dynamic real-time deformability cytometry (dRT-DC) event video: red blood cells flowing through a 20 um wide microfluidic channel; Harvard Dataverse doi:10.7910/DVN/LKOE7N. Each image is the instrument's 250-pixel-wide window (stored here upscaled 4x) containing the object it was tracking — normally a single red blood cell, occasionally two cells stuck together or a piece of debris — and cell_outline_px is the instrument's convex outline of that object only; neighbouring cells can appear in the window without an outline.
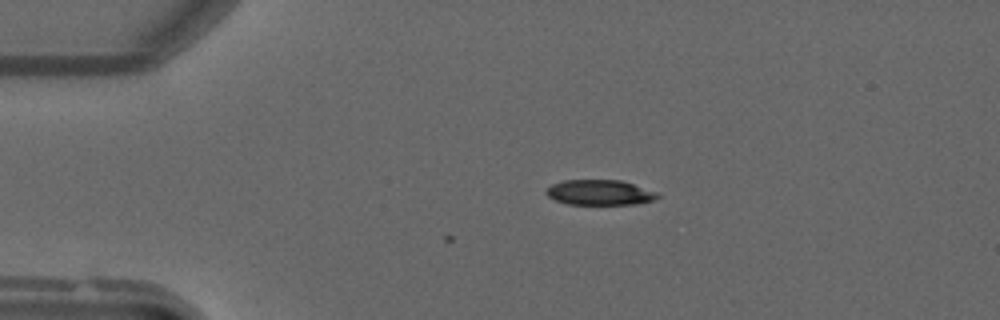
{"species": "common noctule bat (a hibernating species)", "species_latin": "Nyctalus noctula", "temperature_condition": "warm", "stored_images_in_passage": 2, "camera_frame_rate_fps": 3000, "um_per_image_px": 0.085, "animal": {"sex": "male", "forearm_length_mm": 52.5}, "frame": {"image": 1, "passage_image": 2, "time_ms": 0.333, "image_size_px": [1000, 320], "cell_outline_px": [[660, 196], [652, 200], [636, 204], [568, 204], [556, 200], [548, 196], [544, 192], [552, 184], [564, 180], [620, 180], [656, 192]], "centroid_in_image_um": [50.94, 16.36], "position_along_channel_um": 34.1, "area_um2": 16.13}}